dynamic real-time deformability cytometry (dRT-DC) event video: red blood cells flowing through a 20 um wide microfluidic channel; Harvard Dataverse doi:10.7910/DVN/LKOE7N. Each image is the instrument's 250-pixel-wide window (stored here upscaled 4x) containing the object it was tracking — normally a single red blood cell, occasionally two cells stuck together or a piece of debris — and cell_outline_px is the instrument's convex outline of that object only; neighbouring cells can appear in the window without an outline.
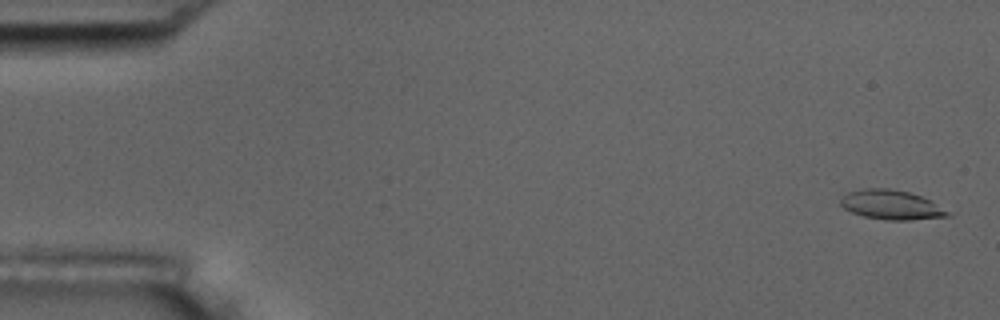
{"species": "common noctule bat (a hibernating species)", "species_latin": "Nyctalus noctula", "temperature_condition": "room temperature", "stored_images_in_passage": 56, "camera_frame_rate_fps": 3000, "um_per_image_px": 0.085, "animal": {"sex": "male", "body_mass_g": 17.5, "forearm_length_mm": 52.3}, "frame": {"image": 1, "passage_image": 2, "time_ms": 0.333, "image_size_px": [1000, 320], "cell_outline_px": [[952, 212], [948, 216], [912, 220], [888, 220], [864, 216], [852, 212], [844, 208], [840, 204], [840, 200], [848, 192], [864, 188], [888, 188], [908, 192], [920, 196]], "centroid_in_image_um": [75.75, 17.41], "position_along_channel_um": 9.2, "area_um2": 18.15}}
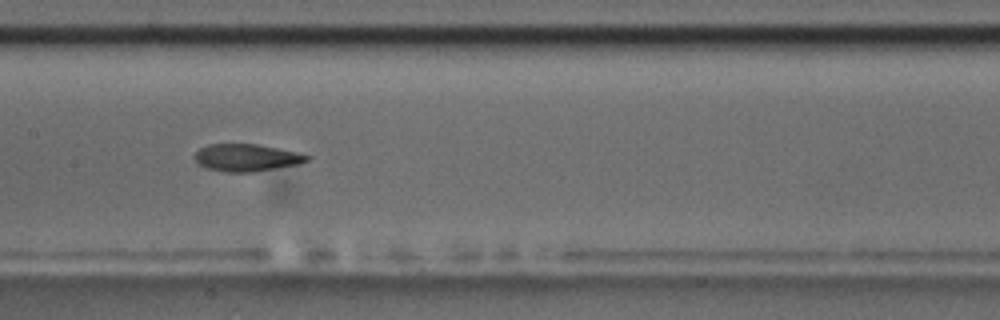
{"frame": {"image": 2, "passage_image": 28, "time_ms": 9.0, "image_size_px": [1000, 320], "cell_outline_px": [[312, 156], [308, 160], [300, 164], [252, 172], [228, 172], [204, 168], [192, 156], [200, 148], [208, 144], [256, 144], [296, 152]], "centroid_in_image_um": [20.94, 13.4], "position_along_channel_um": 186.5, "area_um2": 17.8}}
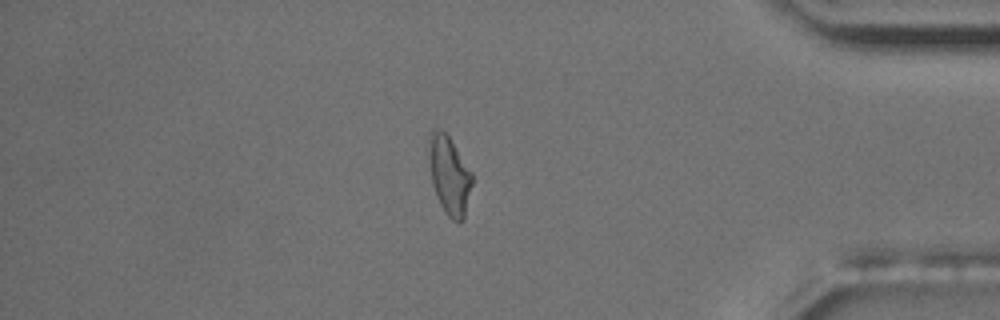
{"frame": {"image": 3, "passage_image": 48, "time_ms": 15.667, "image_size_px": [1000, 320], "cell_outline_px": [[472, 184], [464, 220], [452, 220], [444, 212], [436, 196], [432, 184], [428, 160], [428, 140], [432, 128], [440, 128], [448, 136], [472, 172]], "centroid_in_image_um": [38.16, 14.88], "position_along_channel_um": 397.0, "area_um2": 19.88}, "authors_computed_cell_mechanics": {"area_um2": 18.3515, "velocity_mm_per_s": 3.6344, "shape_relaxation_time_tau1_ms": 5.2418, "shape_relaxation_time_tau2_ms": 3.6231, "deformation_change_tau1": 0.1752, "deformation_change_tau2": 0.0786}}